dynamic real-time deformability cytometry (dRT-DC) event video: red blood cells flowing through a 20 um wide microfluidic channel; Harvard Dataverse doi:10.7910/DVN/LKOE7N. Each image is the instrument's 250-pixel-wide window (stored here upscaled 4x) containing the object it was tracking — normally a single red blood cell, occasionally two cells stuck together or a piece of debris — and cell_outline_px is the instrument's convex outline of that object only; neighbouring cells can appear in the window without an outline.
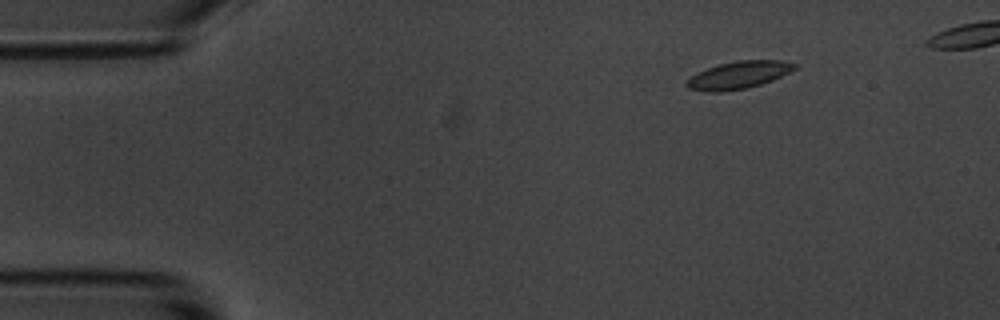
{"species": "common noctule bat (a hibernating species)", "species_latin": "Nyctalus noctula", "temperature_condition": "room temperature", "stored_images_in_passage": 46, "camera_frame_rate_fps": 3000, "um_per_image_px": 0.085, "animal": {"sex": "male", "body_mass_g": 20.1, "forearm_length_mm": 53.5}, "frame": {"image": 1, "passage_image": 2, "time_ms": 0.333, "image_size_px": [1000, 320], "cell_outline_px": [[796, 68], [772, 80], [748, 88], [720, 92], [708, 92], [688, 88], [684, 84], [684, 80], [696, 72], [720, 64], [736, 60], [780, 60], [796, 64]], "centroid_in_image_um": [62.7, 6.38], "position_along_channel_um": 22.3, "area_um2": 17.28}}
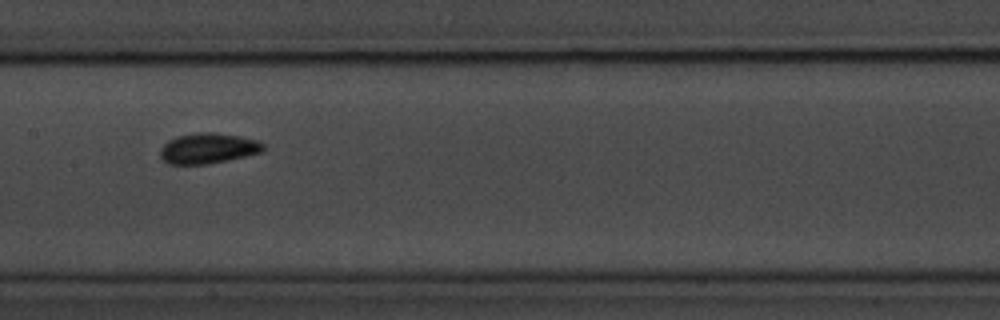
{"frame": {"image": 2, "passage_image": 22, "time_ms": 7.0, "image_size_px": [1000, 320], "cell_outline_px": [[264, 148], [260, 152], [228, 160], [208, 164], [168, 164], [160, 156], [160, 148], [168, 140], [176, 136], [200, 132], [212, 132], [240, 136], [260, 140], [264, 144]], "centroid_in_image_um": [17.68, 12.6], "position_along_channel_um": 189.7, "area_um2": 18.32}}
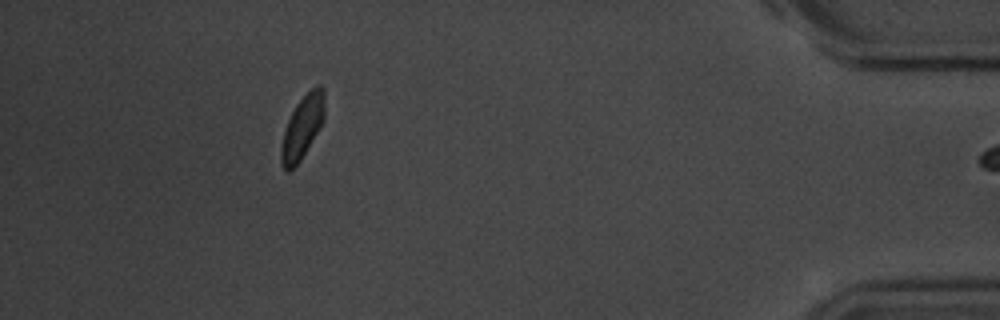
{"frame": {"image": 3, "passage_image": 45, "time_ms": 14.667, "image_size_px": [1000, 320], "cell_outline_px": [[324, 120], [320, 128], [300, 160], [288, 172], [284, 168], [280, 160], [280, 148], [284, 132], [288, 120], [296, 104], [316, 84], [320, 84], [324, 88]], "centroid_in_image_um": [25.71, 10.78], "position_along_channel_um": 409.5, "area_um2": 15.78}}